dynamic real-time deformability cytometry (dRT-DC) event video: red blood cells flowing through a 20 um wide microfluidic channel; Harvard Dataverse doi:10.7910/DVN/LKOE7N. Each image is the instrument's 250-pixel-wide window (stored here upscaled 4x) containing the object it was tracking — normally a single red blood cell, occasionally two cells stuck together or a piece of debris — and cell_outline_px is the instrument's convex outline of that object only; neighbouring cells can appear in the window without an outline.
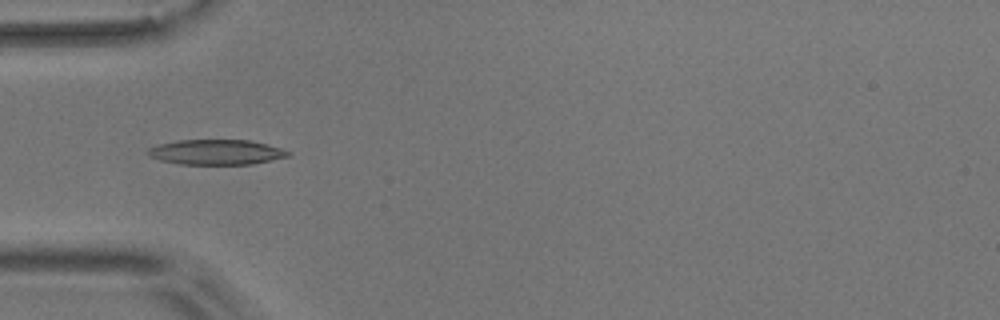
{"species": "common noctule bat (a hibernating species)", "species_latin": "Nyctalus noctula", "temperature_condition": "room temperature", "stored_images_in_passage": 7, "camera_frame_rate_fps": 3000, "um_per_image_px": 0.085, "animal": {"sex": "male", "body_mass_g": 17.9}, "frame": {"image": 1, "passage_image": 5, "time_ms": 5.333, "image_size_px": [1000, 320], "cell_outline_px": [[292, 152], [288, 156], [272, 160], [252, 164], [180, 164], [160, 160], [152, 156], [148, 152], [148, 148], [160, 144], [180, 140], [248, 140], [268, 144]], "centroid_in_image_um": [18.43, 12.93], "position_along_channel_um": 66.6, "area_um2": 20.29}}
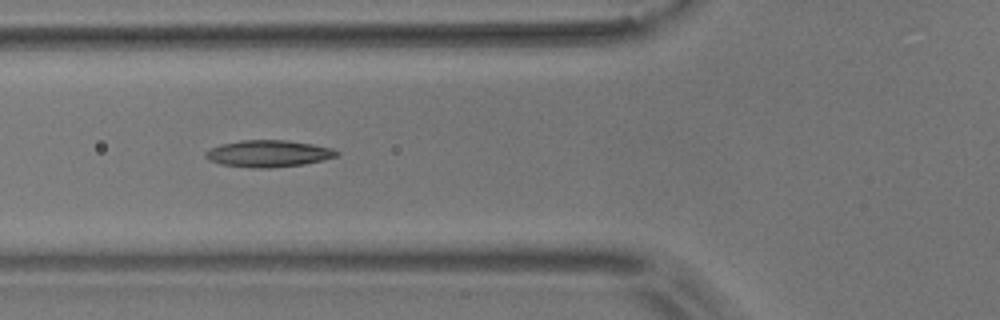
{"frame": {"image": 2, "passage_image": 6, "time_ms": 6.333, "image_size_px": [1000, 320], "cell_outline_px": [[340, 156], [324, 160], [304, 164], [268, 168], [252, 168], [220, 164], [208, 160], [204, 156], [204, 152], [220, 144], [240, 140], [288, 140], [312, 144], [332, 148], [340, 152]], "centroid_in_image_um": [22.83, 13.05], "position_along_channel_um": 103.0, "area_um2": 20.69}}
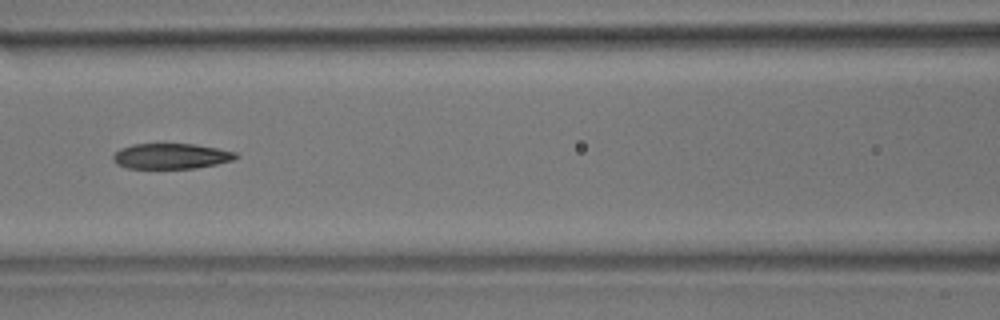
{"frame": {"image": 3, "passage_image": 7, "time_ms": 7.667, "image_size_px": [1000, 320], "cell_outline_px": [[240, 156], [232, 160], [216, 164], [196, 168], [128, 168], [116, 164], [112, 160], [112, 156], [120, 148], [132, 144], [196, 144], [236, 152]], "centroid_in_image_um": [14.53, 13.27], "position_along_channel_um": 152.1, "area_um2": 18.21}}